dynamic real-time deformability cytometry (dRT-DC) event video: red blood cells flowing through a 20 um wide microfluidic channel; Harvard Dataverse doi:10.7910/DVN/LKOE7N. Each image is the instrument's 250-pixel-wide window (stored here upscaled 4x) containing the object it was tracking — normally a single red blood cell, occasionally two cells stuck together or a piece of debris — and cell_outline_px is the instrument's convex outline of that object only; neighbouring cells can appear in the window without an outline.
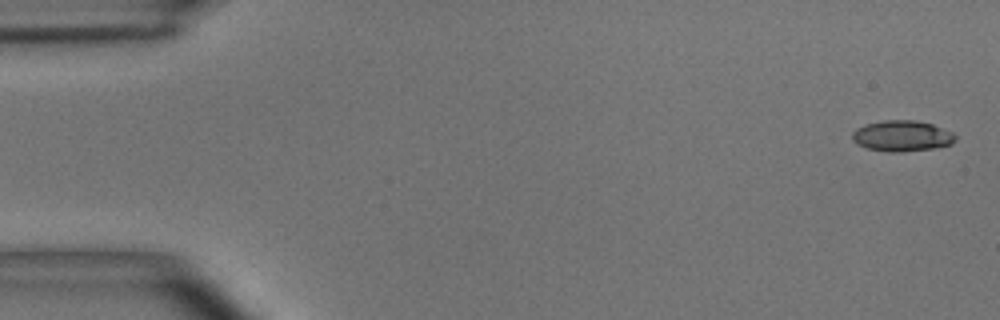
{"species": "common noctule bat (a hibernating species)", "species_latin": "Nyctalus noctula", "temperature_condition": "room temperature", "stored_images_in_passage": 6, "camera_frame_rate_fps": 3000, "um_per_image_px": 0.085, "animal": {"sex": "male", "body_mass_g": 15.6}, "frame": {"image": 1, "passage_image": 1, "time_ms": 0.0, "image_size_px": [1000, 320], "cell_outline_px": [[956, 140], [952, 144], [932, 148], [900, 152], [888, 152], [868, 148], [856, 144], [852, 140], [852, 132], [856, 128], [864, 124], [884, 120], [916, 120], [932, 124], [952, 132], [956, 136]], "centroid_in_image_um": [76.64, 11.55], "position_along_channel_um": 8.4, "area_um2": 18.61}}
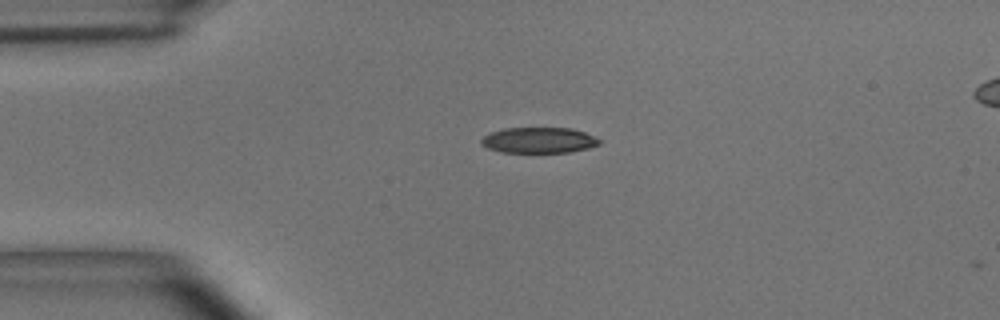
{"frame": {"image": 2, "passage_image": 4, "time_ms": 1.0, "image_size_px": [1000, 320], "cell_outline_px": [[600, 144], [588, 148], [572, 152], [500, 152], [488, 148], [480, 144], [480, 140], [484, 136], [492, 132], [504, 128], [572, 128], [584, 132], [600, 140]], "centroid_in_image_um": [45.78, 11.92], "position_along_channel_um": 39.2, "area_um2": 17.63}}